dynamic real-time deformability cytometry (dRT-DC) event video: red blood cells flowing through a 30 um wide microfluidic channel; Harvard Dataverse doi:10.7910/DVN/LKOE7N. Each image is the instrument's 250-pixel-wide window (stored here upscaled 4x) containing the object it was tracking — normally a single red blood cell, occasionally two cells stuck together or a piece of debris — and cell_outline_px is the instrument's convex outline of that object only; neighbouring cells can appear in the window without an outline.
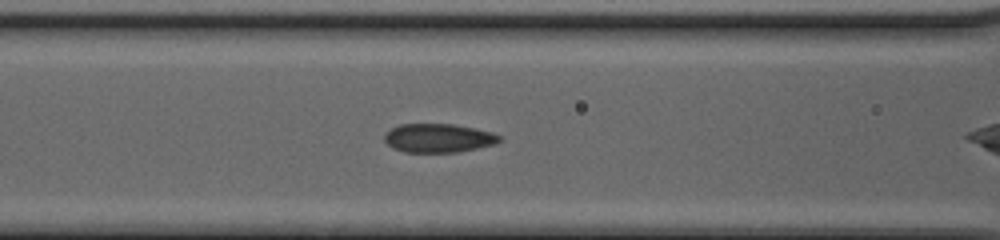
{"species": "common noctule bat (a hibernating species)", "species_latin": "Nyctalus noctula", "temperature_condition": "cold", "stored_images_in_passage": 11, "camera_frame_rate_fps": 3000, "um_per_image_px": 0.085, "animal": {"sex": "female", "body_mass_g": 20.0, "forearm_length_mm": 54.0}, "frame": {"image": 1, "passage_image": 7, "time_ms": 2.0, "image_size_px": [1000, 240], "cell_outline_px": [[504, 140], [492, 144], [476, 148], [456, 152], [404, 152], [392, 148], [384, 140], [384, 136], [392, 128], [400, 124], [452, 124], [492, 132], [500, 136]], "centroid_in_image_um": [37.25, 11.74], "position_along_channel_um": 129.4, "area_um2": 19.07}}
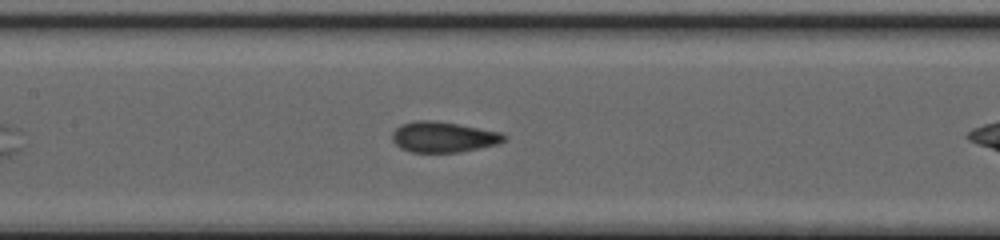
{"frame": {"image": 2, "passage_image": 10, "time_ms": 3.0, "image_size_px": [1000, 240], "cell_outline_px": [[508, 136], [504, 140], [496, 144], [480, 148], [460, 152], [412, 152], [400, 148], [392, 140], [392, 132], [400, 124], [416, 120], [432, 120], [456, 124], [500, 132]], "centroid_in_image_um": [37.65, 11.64], "position_along_channel_um": 169.8, "area_um2": 19.83}}